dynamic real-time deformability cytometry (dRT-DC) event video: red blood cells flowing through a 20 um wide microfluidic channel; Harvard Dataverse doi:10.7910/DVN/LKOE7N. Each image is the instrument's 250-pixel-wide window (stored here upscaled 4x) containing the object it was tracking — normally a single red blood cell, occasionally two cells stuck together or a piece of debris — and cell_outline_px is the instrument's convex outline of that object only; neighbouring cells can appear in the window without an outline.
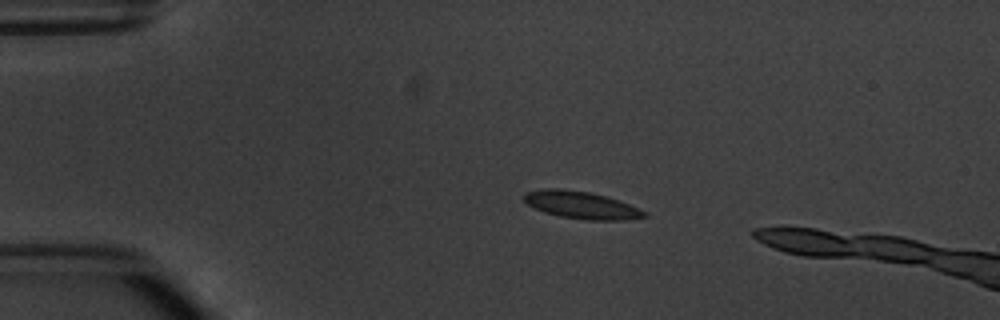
{"species": "common noctule bat (a hibernating species)", "species_latin": "Nyctalus noctula", "temperature_condition": "warm", "stored_images_in_passage": 6, "camera_frame_rate_fps": 3000, "um_per_image_px": 0.085, "animal": {"sex": "male", "body_mass_g": 20.1, "forearm_length_mm": 53.5}, "frame": {"image": 1, "passage_image": 4, "time_ms": 3.667, "image_size_px": [1000, 320], "cell_outline_px": [[648, 216], [624, 220], [588, 220], [560, 216], [544, 212], [528, 204], [524, 200], [524, 192], [544, 188], [556, 188], [592, 192], [628, 204], [648, 212]], "centroid_in_image_um": [49.4, 17.42], "position_along_channel_um": 35.6, "area_um2": 19.02}}